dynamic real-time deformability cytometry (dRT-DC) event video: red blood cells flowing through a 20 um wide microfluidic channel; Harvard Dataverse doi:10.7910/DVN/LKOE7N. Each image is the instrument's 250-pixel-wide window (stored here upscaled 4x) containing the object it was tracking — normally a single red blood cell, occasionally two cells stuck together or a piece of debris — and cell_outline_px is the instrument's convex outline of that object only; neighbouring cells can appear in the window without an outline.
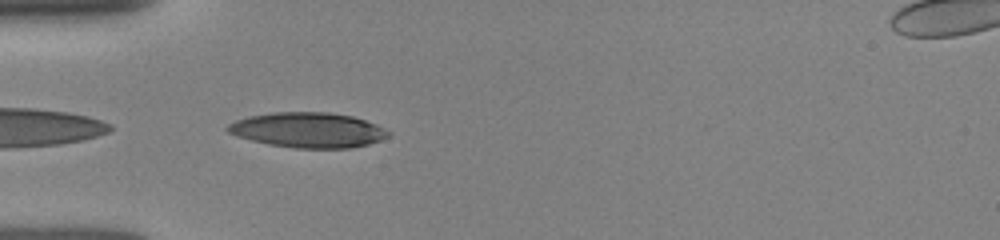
{"species": "human", "species_latin": "Homo sapiens", "temperature_condition": "room temperature", "stored_images_in_passage": 9, "segment_of_instrument_passage": [2, 2], "camera_frame_rate_fps": 3000, "um_per_image_px": 0.085, "donor": {"sex": "female"}, "frame": {"image": 1, "passage_image": 6, "time_ms": 4.333, "image_size_px": [1000, 240], "cell_outline_px": [[392, 132], [388, 136], [380, 140], [368, 144], [352, 148], [296, 148], [268, 144], [236, 136], [228, 132], [224, 128], [228, 124], [236, 120], [248, 116], [272, 112], [328, 112], [352, 116], [376, 124]], "centroid_in_image_um": [26.17, 11.05], "position_along_channel_um": 58.8, "area_um2": 32.95}}
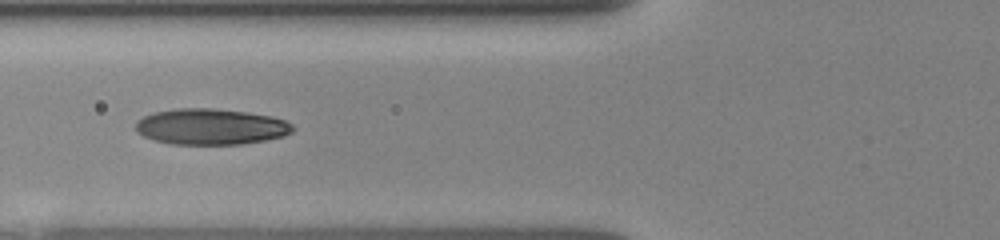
{"frame": {"image": 2, "passage_image": 8, "time_ms": 5.667, "image_size_px": [1000, 240], "cell_outline_px": [[296, 128], [292, 132], [284, 136], [264, 140], [240, 144], [168, 144], [152, 140], [136, 132], [136, 120], [144, 116], [156, 112], [176, 108], [212, 108], [248, 112], [272, 116], [284, 120], [292, 124]], "centroid_in_image_um": [17.91, 10.77], "position_along_channel_um": 107.9, "area_um2": 33.12}}